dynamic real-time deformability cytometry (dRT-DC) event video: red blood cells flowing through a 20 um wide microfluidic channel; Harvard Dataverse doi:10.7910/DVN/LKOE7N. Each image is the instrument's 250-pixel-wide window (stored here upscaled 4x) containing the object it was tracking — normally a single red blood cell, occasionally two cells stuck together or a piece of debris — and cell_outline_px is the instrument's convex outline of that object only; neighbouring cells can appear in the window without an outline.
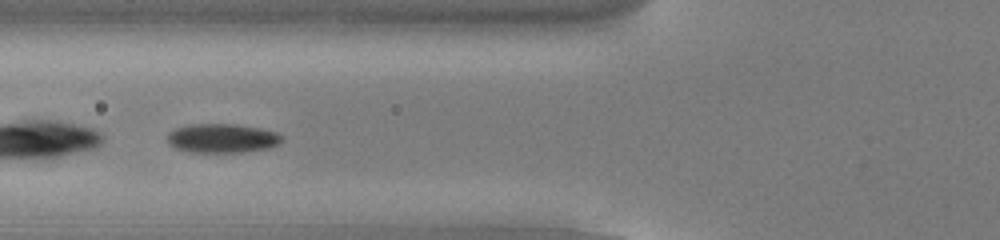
{"species": "common noctule bat (a hibernating species)", "species_latin": "Nyctalus noctula", "temperature_condition": "cold", "stored_images_in_passage": 41, "camera_frame_rate_fps": 3000, "um_per_image_px": 0.085, "animal": {"sex": "male", "body_mass_g": 13.0, "forearm_length_mm": 53.1}, "frame": {"image": 1, "passage_image": 12, "time_ms": 3.667, "image_size_px": [1000, 240], "cell_outline_px": [[284, 140], [268, 148], [240, 152], [188, 152], [176, 148], [168, 144], [168, 132], [176, 128], [192, 124], [236, 124], [260, 128], [276, 132], [284, 136]], "centroid_in_image_um": [18.88, 11.75], "position_along_channel_um": 106.9, "area_um2": 19.42}, "authors_computed_cell_mechanics": {"area_um2": 19.652, "velocity_mm_per_s": 3.8349, "shape_relaxation_time_tau1_ms": 2.9988, "shape_relaxation_time_tau2_ms": null, "deformation_change_tau1": 0.09, "deformation_change_tau2": null}}